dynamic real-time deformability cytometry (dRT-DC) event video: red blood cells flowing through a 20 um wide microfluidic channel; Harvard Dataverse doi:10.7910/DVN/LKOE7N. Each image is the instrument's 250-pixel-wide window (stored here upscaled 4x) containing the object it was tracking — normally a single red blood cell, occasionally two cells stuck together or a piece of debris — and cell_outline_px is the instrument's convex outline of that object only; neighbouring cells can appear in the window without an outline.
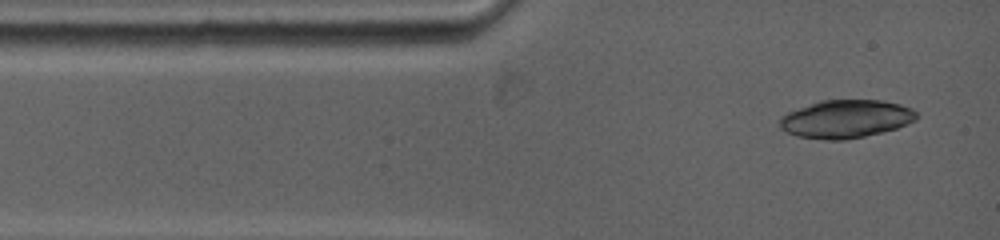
{"species": "common noctule bat (a hibernating species)", "species_latin": "Nyctalus noctula", "temperature_condition": "warm", "stored_images_in_passage": 3, "camera_frame_rate_fps": 5000, "um_per_image_px": 0.085, "animal": {"sex": "female", "body_mass_g": 19.0, "forearm_length_mm": 53.3}, "frame": {"image": 1, "passage_image": 1, "time_ms": 0.0, "image_size_px": [1000, 240], "cell_outline_px": [[916, 120], [908, 124], [896, 128], [864, 136], [844, 140], [824, 140], [796, 136], [780, 128], [780, 116], [788, 112], [820, 100], [880, 100], [900, 104], [912, 108], [916, 112]], "centroid_in_image_um": [71.89, 10.11], "position_along_channel_um": 13.1, "area_um2": 30.29}}